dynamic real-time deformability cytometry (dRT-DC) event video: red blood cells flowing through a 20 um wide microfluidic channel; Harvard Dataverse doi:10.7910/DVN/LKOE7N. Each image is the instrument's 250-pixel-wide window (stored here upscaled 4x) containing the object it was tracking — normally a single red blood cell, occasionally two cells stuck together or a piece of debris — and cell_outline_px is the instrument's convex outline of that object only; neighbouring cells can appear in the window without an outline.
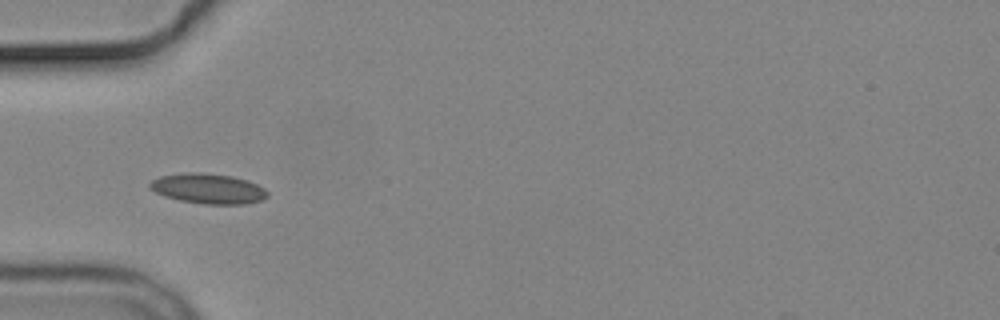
{"species": "common noctule bat (a hibernating species)", "species_latin": "Nyctalus noctula", "temperature_condition": "cold", "stored_images_in_passage": 9, "camera_frame_rate_fps": 3000, "um_per_image_px": 0.085, "animal": {"sex": "male", "body_mass_g": 19.2, "forearm_length_mm": 51.8}, "frame": {"image": 1, "passage_image": 3, "time_ms": 2.333, "image_size_px": [1000, 320], "cell_outline_px": [[268, 196], [260, 200], [244, 204], [204, 204], [180, 200], [164, 196], [148, 188], [148, 184], [152, 180], [160, 176], [188, 172], [200, 172], [232, 176], [248, 180], [264, 188], [268, 192]], "centroid_in_image_um": [17.68, 16.03], "position_along_channel_um": 67.3, "area_um2": 20.63}}
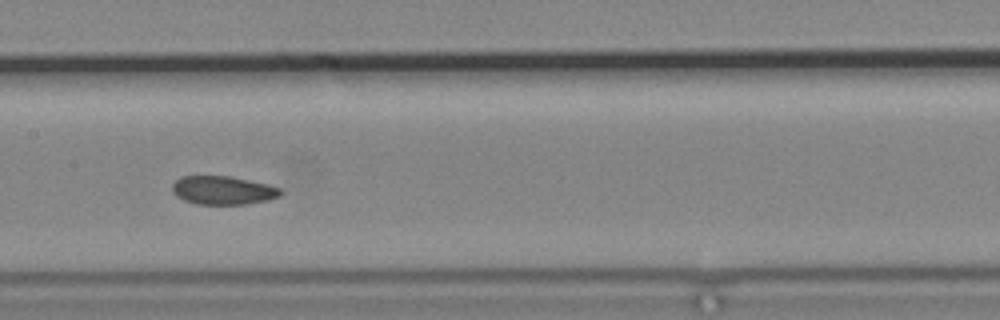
{"frame": {"image": 2, "passage_image": 6, "time_ms": 5.667, "image_size_px": [1000, 320], "cell_outline_px": [[284, 192], [280, 196], [268, 200], [244, 204], [196, 204], [184, 200], [176, 196], [172, 188], [172, 184], [180, 176], [228, 176], [268, 184], [280, 188]], "centroid_in_image_um": [18.96, 16.17], "position_along_channel_um": 188.4, "area_um2": 17.98}}
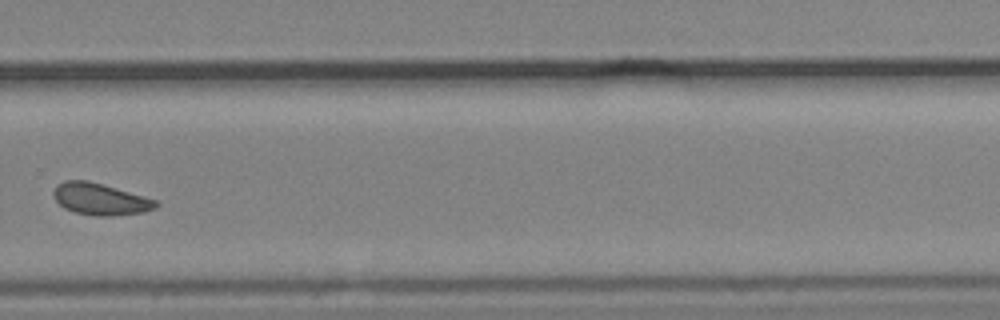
{"frame": {"image": 3, "passage_image": 9, "time_ms": 9.333, "image_size_px": [1000, 320], "cell_outline_px": [[160, 204], [156, 208], [144, 212], [112, 216], [96, 216], [76, 212], [64, 208], [52, 196], [52, 192], [56, 184], [64, 180], [88, 180], [116, 188], [156, 200]], "centroid_in_image_um": [8.5, 16.92], "position_along_channel_um": 321.3, "area_um2": 18.96}}